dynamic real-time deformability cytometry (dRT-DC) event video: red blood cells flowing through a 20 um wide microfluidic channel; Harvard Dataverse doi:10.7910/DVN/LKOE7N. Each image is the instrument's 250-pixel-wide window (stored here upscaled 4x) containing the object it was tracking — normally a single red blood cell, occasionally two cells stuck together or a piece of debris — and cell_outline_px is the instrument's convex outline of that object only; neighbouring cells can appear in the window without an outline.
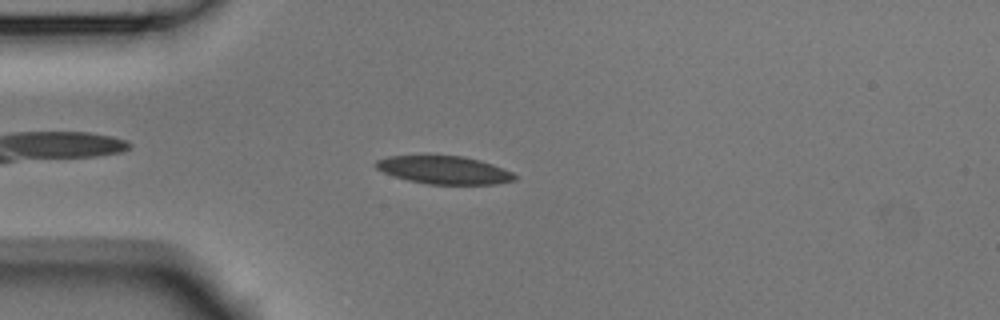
{"species": "Egyptian fruit bat (a non-hibernating species)", "species_latin": "Rousettus aegyptiacus", "temperature_condition": "room temperature", "stored_images_in_passage": 48, "camera_frame_rate_fps": 3000, "um_per_image_px": 0.085, "animal": {"sex": "male"}, "frame": {"image": 1, "passage_image": 9, "time_ms": 2.667, "image_size_px": [1000, 320], "cell_outline_px": [[516, 180], [496, 184], [428, 184], [408, 180], [384, 172], [376, 168], [372, 164], [376, 160], [388, 156], [464, 156], [480, 160], [492, 164], [512, 172], [516, 176]], "centroid_in_image_um": [37.75, 14.45], "position_along_channel_um": 47.3, "area_um2": 22.48}}
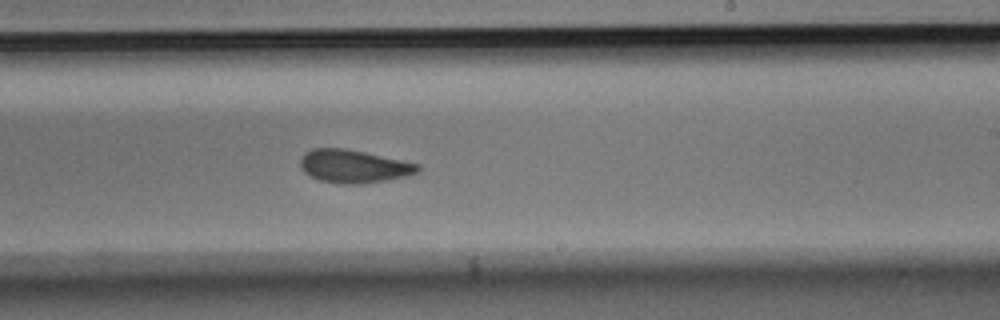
{"frame": {"image": 2, "passage_image": 27, "time_ms": 8.667, "image_size_px": [1000, 320], "cell_outline_px": [[420, 168], [416, 172], [404, 176], [384, 180], [360, 184], [340, 184], [320, 180], [304, 172], [300, 168], [300, 160], [304, 152], [312, 148], [344, 148], [364, 152], [420, 164]], "centroid_in_image_um": [30.01, 14.12], "position_along_channel_um": 259.0, "area_um2": 22.43}}
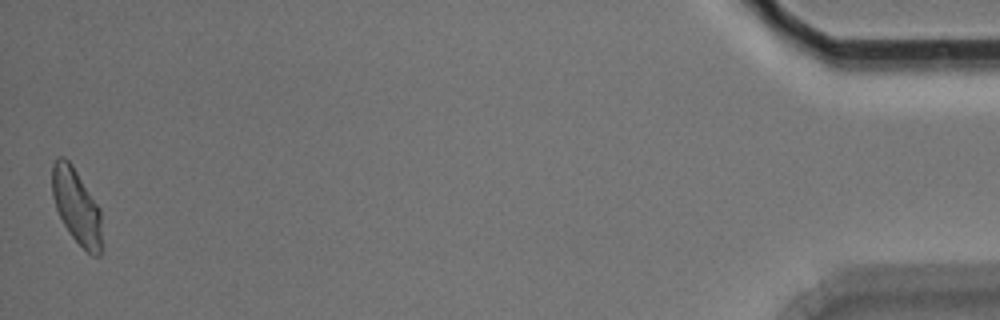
{"frame": {"image": 3, "passage_image": 48, "time_ms": 15.667, "image_size_px": [1000, 320], "cell_outline_px": [[100, 256], [92, 256], [68, 232], [56, 208], [52, 196], [52, 164], [56, 156], [64, 156], [72, 164], [100, 208]], "centroid_in_image_um": [6.47, 17.48], "position_along_channel_um": 428.7, "area_um2": 21.5}, "authors_computed_cell_mechanics": {"area_um2": 22.8888, "velocity_mm_per_s": 3.7537, "shape_relaxation_time_tau1_ms": 5.2919, "shape_relaxation_time_tau2_ms": 1.7039, "deformation_change_tau1": 0.1266, "deformation_change_tau2": 0.0726}}